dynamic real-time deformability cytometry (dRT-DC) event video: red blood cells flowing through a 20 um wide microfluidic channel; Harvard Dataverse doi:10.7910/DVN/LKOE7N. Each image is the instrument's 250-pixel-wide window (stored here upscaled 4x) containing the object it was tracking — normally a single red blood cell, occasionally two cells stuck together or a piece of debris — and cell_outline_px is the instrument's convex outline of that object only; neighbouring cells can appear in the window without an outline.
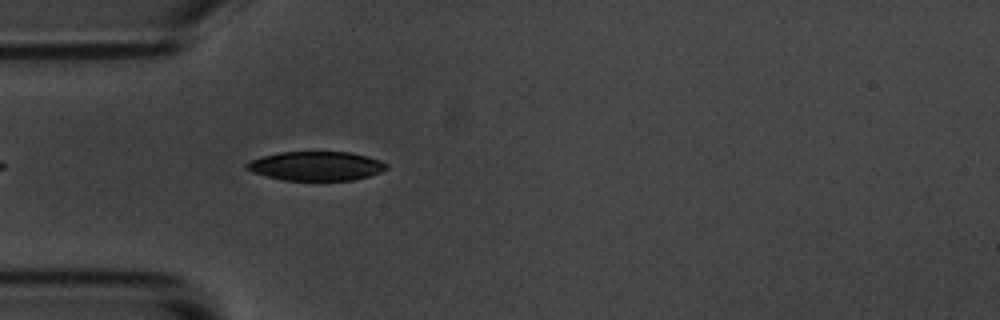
{"species": "common noctule bat (a hibernating species)", "species_latin": "Nyctalus noctula", "temperature_condition": "room temperature", "stored_images_in_passage": 6, "camera_frame_rate_fps": 3000, "um_per_image_px": 0.085, "animal": {"sex": "male", "body_mass_g": 20.1, "forearm_length_mm": 53.5}, "frame": {"image": 1, "passage_image": 3, "time_ms": 0.667, "image_size_px": [1000, 320], "cell_outline_px": [[388, 168], [380, 172], [368, 176], [352, 180], [284, 180], [252, 172], [244, 168], [244, 164], [260, 156], [280, 152], [348, 152], [368, 156], [380, 160], [388, 164]], "centroid_in_image_um": [26.86, 14.1], "position_along_channel_um": 58.1, "area_um2": 23.7}}